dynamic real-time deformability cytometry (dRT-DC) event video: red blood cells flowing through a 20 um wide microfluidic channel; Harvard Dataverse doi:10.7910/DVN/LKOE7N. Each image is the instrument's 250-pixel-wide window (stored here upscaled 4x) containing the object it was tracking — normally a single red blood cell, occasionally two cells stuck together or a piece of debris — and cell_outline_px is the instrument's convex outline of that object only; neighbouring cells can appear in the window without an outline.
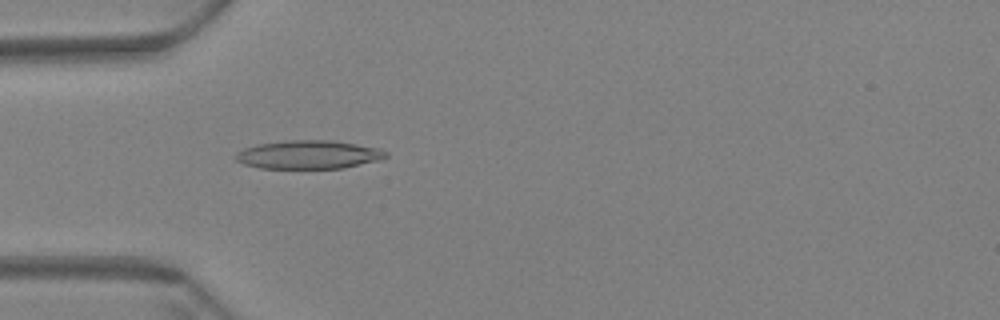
{"species": "Egyptian fruit bat (a non-hibernating species)", "species_latin": "Rousettus aegyptiacus", "temperature_condition": "warm", "stored_images_in_passage": 59, "camera_frame_rate_fps": 3000, "um_per_image_px": 0.085, "animal": {"sex": "female"}, "frame": {"image": 1, "passage_image": 18, "time_ms": 5.667, "image_size_px": [1000, 320], "cell_outline_px": [[388, 156], [376, 160], [344, 168], [260, 168], [244, 164], [236, 160], [236, 152], [244, 148], [260, 144], [292, 140], [332, 140], [356, 144], [376, 148], [388, 152]], "centroid_in_image_um": [26.21, 13.14], "position_along_channel_um": 58.8, "area_um2": 24.57}}
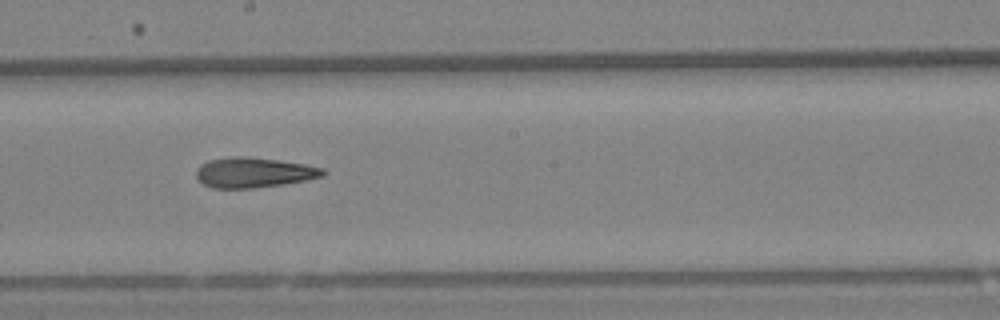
{"frame": {"image": 2, "passage_image": 33, "time_ms": 10.667, "image_size_px": [1000, 320], "cell_outline_px": [[328, 172], [324, 176], [284, 184], [252, 188], [212, 188], [204, 184], [196, 176], [196, 172], [200, 164], [208, 160], [236, 156], [248, 156], [304, 164], [324, 168]], "centroid_in_image_um": [21.58, 14.66], "position_along_channel_um": 226.6, "area_um2": 22.2}}
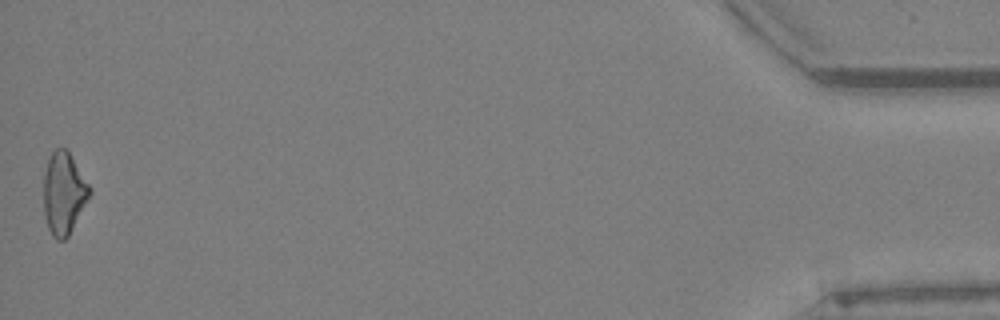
{"frame": {"image": 3, "passage_image": 59, "time_ms": 19.333, "image_size_px": [1000, 320], "cell_outline_px": [[92, 192], [68, 236], [64, 240], [56, 240], [52, 236], [48, 228], [44, 216], [44, 172], [48, 160], [52, 152], [56, 148], [64, 148], [68, 152], [92, 188]], "centroid_in_image_um": [5.41, 16.45], "position_along_channel_um": 429.8, "area_um2": 21.85}, "authors_computed_cell_mechanics": {"area_um2": 22.4842, "velocity_mm_per_s": 3.4458, "shape_relaxation_time_tau1_ms": null, "shape_relaxation_time_tau2_ms": 5.0783, "deformation_change_tau1": null, "deformation_change_tau2": 0.1591}}